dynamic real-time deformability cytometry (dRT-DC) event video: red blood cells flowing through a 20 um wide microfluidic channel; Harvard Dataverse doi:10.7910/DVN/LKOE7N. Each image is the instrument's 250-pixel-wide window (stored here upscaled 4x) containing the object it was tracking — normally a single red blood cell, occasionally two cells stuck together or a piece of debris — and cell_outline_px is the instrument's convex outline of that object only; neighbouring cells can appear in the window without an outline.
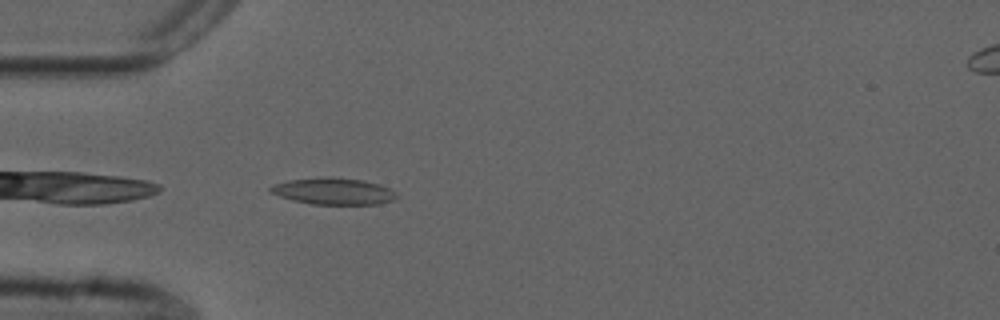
{"species": "common noctule bat (a hibernating species)", "species_latin": "Nyctalus noctula", "temperature_condition": "cold", "stored_images_in_passage": 39, "camera_frame_rate_fps": 3000, "um_per_image_px": 0.085, "animal": {"sex": "male", "forearm_length_mm": 52.5}, "frame": {"image": 1, "passage_image": 1, "time_ms": 0.0, "image_size_px": [1000, 320], "cell_outline_px": [[396, 196], [392, 200], [380, 204], [312, 204], [292, 200], [268, 192], [268, 188], [276, 184], [288, 180], [320, 176], [332, 176], [364, 180], [380, 184], [396, 192]], "centroid_in_image_um": [28.32, 16.23], "position_along_channel_um": 56.7, "area_um2": 19.77}}
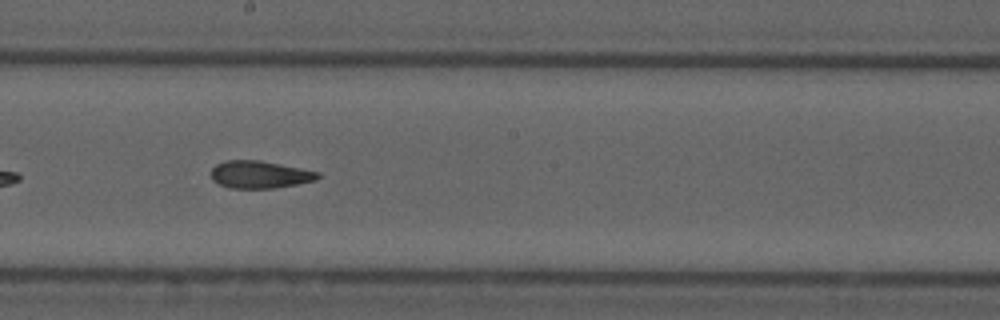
{"frame": {"image": 2, "passage_image": 15, "time_ms": 4.667, "image_size_px": [1000, 320], "cell_outline_px": [[320, 176], [316, 180], [296, 184], [272, 188], [228, 188], [212, 180], [212, 168], [216, 164], [228, 160], [260, 160], [320, 172]], "centroid_in_image_um": [22.07, 14.83], "position_along_channel_um": 226.1, "area_um2": 16.94}}
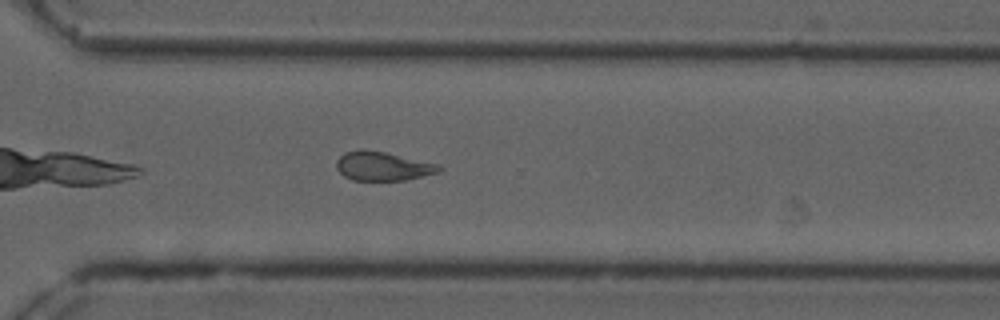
{"frame": {"image": 3, "passage_image": 24, "time_ms": 7.667, "image_size_px": [1000, 320], "cell_outline_px": [[440, 172], [404, 180], [352, 180], [344, 176], [336, 168], [336, 160], [344, 152], [360, 148], [384, 152], [440, 164]], "centroid_in_image_um": [32.5, 14.11], "position_along_channel_um": 338.1, "area_um2": 17.34}, "authors_computed_cell_mechanics": {"area_um2": 17.918, "velocity_mm_per_s": 3.7422, "shape_relaxation_time_tau1_ms": null, "shape_relaxation_time_tau2_ms": 3.025, "deformation_change_tau1": null, "deformation_change_tau2": 0.0991}}